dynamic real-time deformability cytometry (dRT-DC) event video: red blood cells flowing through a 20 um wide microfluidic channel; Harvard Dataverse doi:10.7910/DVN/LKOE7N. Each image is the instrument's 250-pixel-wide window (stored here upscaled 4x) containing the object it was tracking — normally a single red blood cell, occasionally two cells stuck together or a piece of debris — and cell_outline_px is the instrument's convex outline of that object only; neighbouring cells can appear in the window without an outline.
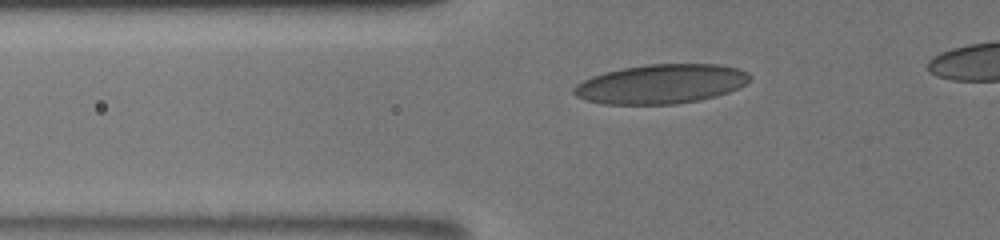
{"species": "human", "species_latin": "Homo sapiens", "temperature_condition": "room temperature", "stored_images_in_passage": 9, "camera_frame_rate_fps": 3000, "um_per_image_px": 0.085, "donor": {"sex": "male"}, "frame": {"image": 1, "passage_image": 7, "time_ms": 4.667, "image_size_px": [1000, 240], "cell_outline_px": [[752, 80], [728, 92], [716, 96], [700, 100], [676, 104], [604, 104], [584, 100], [576, 96], [572, 92], [572, 88], [576, 84], [592, 76], [604, 72], [620, 68], [648, 64], [720, 64], [740, 68], [748, 72], [752, 76]], "centroid_in_image_um": [56.19, 7.13], "position_along_channel_um": 69.6, "area_um2": 40.69}}
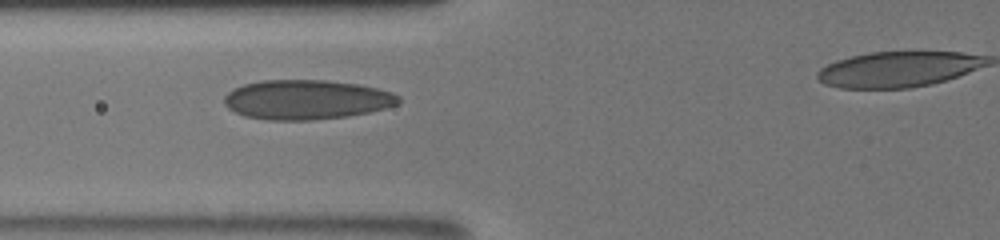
{"frame": {"image": 2, "passage_image": 8, "time_ms": 5.667, "image_size_px": [1000, 240], "cell_outline_px": [[400, 100], [396, 104], [384, 108], [368, 112], [348, 116], [312, 120], [268, 120], [244, 116], [228, 108], [224, 104], [224, 96], [232, 88], [244, 84], [264, 80], [324, 80], [356, 84], [376, 88], [392, 92], [400, 96]], "centroid_in_image_um": [26.01, 8.47], "position_along_channel_um": 99.8, "area_um2": 40.11}}